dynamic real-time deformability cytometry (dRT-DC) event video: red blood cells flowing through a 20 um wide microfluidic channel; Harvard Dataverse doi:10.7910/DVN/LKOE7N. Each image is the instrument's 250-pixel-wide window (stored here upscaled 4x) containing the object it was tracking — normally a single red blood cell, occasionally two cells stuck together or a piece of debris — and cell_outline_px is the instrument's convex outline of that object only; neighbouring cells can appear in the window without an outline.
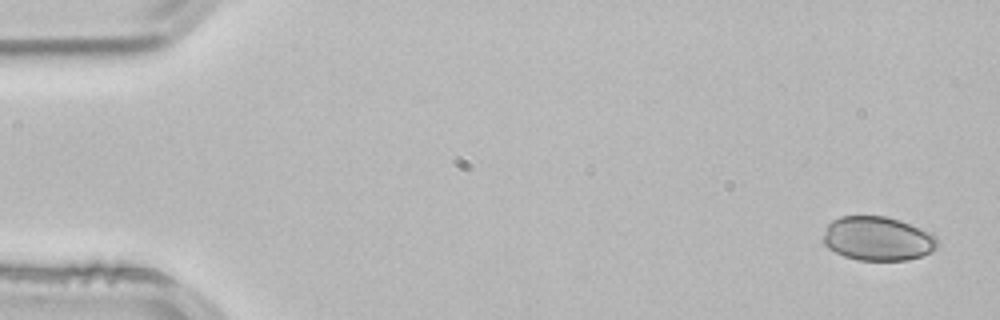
{"species": "common noctule bat (a hibernating species)", "species_latin": "Nyctalus noctula", "temperature_condition": "room temperature", "stored_images_in_passage": 3, "camera_frame_rate_fps": 3000, "um_per_image_px": 0.085, "animal": {"sex": "male", "body_mass_g": 21.5, "forearm_length_mm": 52.0}, "frame": {"image": 1, "passage_image": 1, "time_ms": 0.0, "image_size_px": [1000, 320], "cell_outline_px": [[940, 244], [932, 252], [908, 260], [856, 260], [844, 256], [828, 248], [820, 240], [828, 224], [832, 220], [840, 216], [888, 216], [900, 220], [932, 232], [936, 236]], "centroid_in_image_um": [74.61, 20.28], "position_along_channel_um": 10.4, "area_um2": 29.82}}
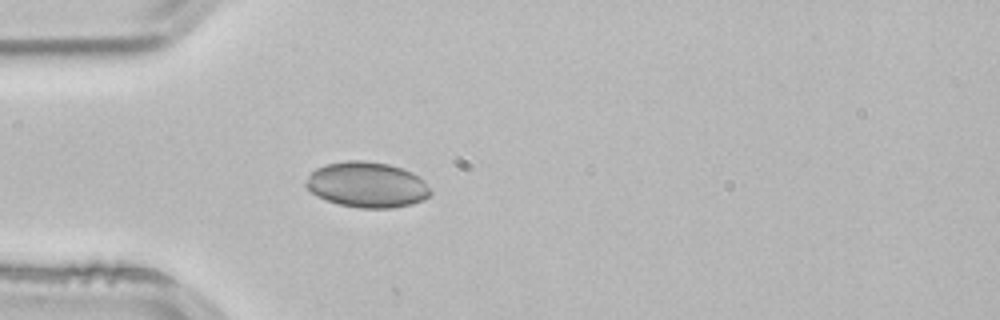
{"frame": {"image": 2, "passage_image": 3, "time_ms": 0.667, "image_size_px": [1000, 320], "cell_outline_px": [[432, 192], [424, 200], [412, 204], [392, 208], [360, 208], [340, 204], [316, 196], [304, 184], [308, 176], [316, 168], [324, 164], [348, 160], [364, 160], [388, 164], [412, 172], [424, 180]], "centroid_in_image_um": [31.2, 15.7], "position_along_channel_um": 53.8, "area_um2": 33.06}}